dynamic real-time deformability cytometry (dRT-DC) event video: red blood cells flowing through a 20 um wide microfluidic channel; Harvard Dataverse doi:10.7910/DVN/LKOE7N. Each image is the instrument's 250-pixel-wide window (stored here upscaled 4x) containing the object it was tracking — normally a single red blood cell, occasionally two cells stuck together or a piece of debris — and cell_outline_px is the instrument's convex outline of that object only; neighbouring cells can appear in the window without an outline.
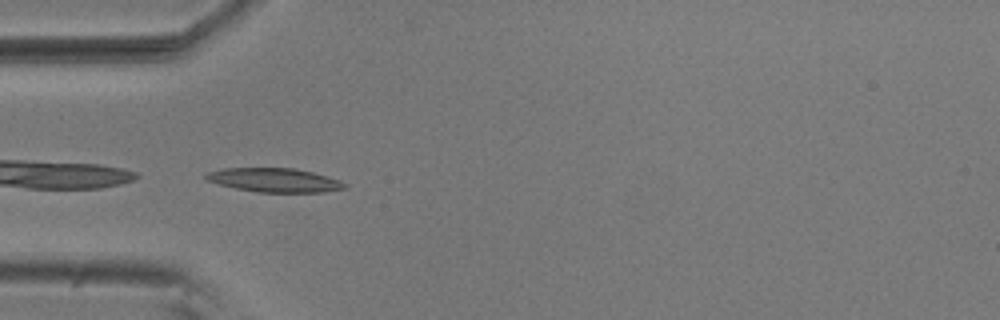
{"species": "common noctule bat (a hibernating species)", "species_latin": "Nyctalus noctula", "temperature_condition": "room temperature", "stored_images_in_passage": 39, "camera_frame_rate_fps": 3000, "um_per_image_px": 0.085, "animal": {"sex": "male", "body_mass_g": 20.5, "forearm_length_mm": 52.5}, "frame": {"image": 1, "passage_image": 1, "time_ms": 0.0, "image_size_px": [1000, 320], "cell_outline_px": [[348, 188], [324, 192], [256, 192], [236, 188], [204, 180], [204, 176], [208, 172], [224, 168], [296, 168], [312, 172], [340, 180], [348, 184]], "centroid_in_image_um": [23.35, 15.31], "position_along_channel_um": 61.6, "area_um2": 19.42}}
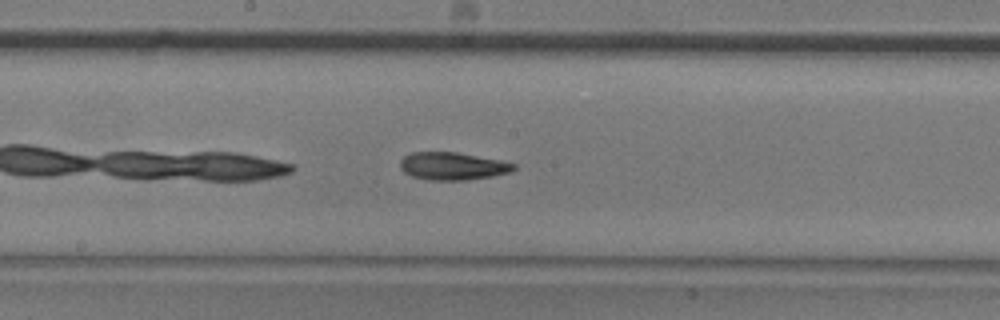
{"frame": {"image": 2, "passage_image": 13, "time_ms": 4.0, "image_size_px": [1000, 320], "cell_outline_px": [[516, 168], [512, 172], [492, 176], [464, 180], [428, 180], [412, 176], [404, 172], [400, 168], [400, 160], [404, 156], [412, 152], [456, 152], [500, 160], [516, 164]], "centroid_in_image_um": [38.47, 14.12], "position_along_channel_um": 209.7, "area_um2": 18.32}}
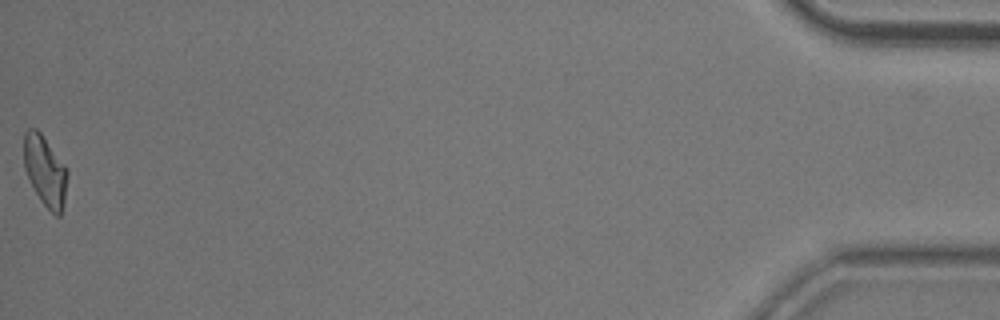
{"frame": {"image": 3, "passage_image": 39, "time_ms": 12.667, "image_size_px": [1000, 320], "cell_outline_px": [[68, 172], [64, 200], [60, 216], [56, 216], [40, 200], [24, 168], [24, 132], [28, 128], [36, 128], [40, 132], [64, 164]], "centroid_in_image_um": [3.82, 14.5], "position_along_channel_um": 431.4, "area_um2": 17.51}, "authors_computed_cell_mechanics": {"area_um2": 18.0914, "velocity_mm_per_s": 3.7147, "shape_relaxation_time_tau1_ms": 5.8905, "shape_relaxation_time_tau2_ms": 4.6455, "deformation_change_tau1": 0.1654, "deformation_change_tau2": 0.1236}}